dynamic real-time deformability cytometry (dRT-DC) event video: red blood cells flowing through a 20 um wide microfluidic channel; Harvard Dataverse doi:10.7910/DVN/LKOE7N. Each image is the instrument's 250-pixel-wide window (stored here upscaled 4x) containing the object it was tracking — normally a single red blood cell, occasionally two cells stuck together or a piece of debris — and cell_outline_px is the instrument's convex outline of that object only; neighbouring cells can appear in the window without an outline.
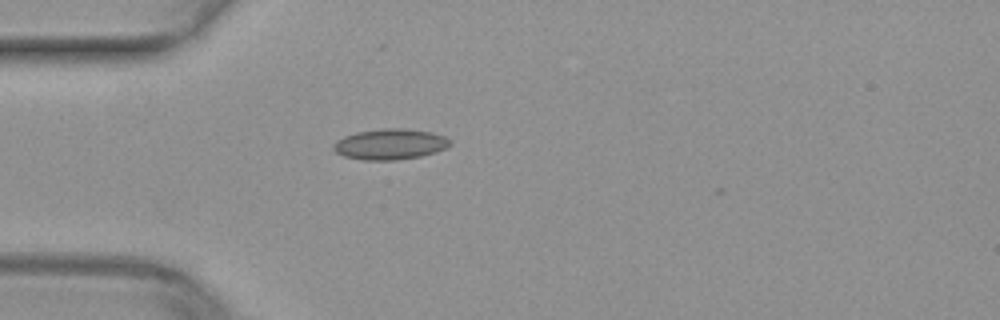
{"species": "common noctule bat (a hibernating species)", "species_latin": "Nyctalus noctula", "temperature_condition": "warm", "stored_images_in_passage": 2, "camera_frame_rate_fps": 3000, "um_per_image_px": 0.085, "animal": {"sex": "female", "body_mass_g": 29.2, "forearm_length_mm": 56.3}, "frame": {"image": 1, "passage_image": 1, "time_ms": 0.0, "image_size_px": [1000, 320], "cell_outline_px": [[452, 144], [436, 152], [420, 156], [396, 160], [364, 160], [344, 156], [336, 152], [332, 148], [332, 144], [336, 140], [344, 136], [356, 132], [380, 128], [404, 128], [432, 132], [444, 136], [452, 140]], "centroid_in_image_um": [33.15, 12.24], "position_along_channel_um": 51.9, "area_um2": 21.04}}